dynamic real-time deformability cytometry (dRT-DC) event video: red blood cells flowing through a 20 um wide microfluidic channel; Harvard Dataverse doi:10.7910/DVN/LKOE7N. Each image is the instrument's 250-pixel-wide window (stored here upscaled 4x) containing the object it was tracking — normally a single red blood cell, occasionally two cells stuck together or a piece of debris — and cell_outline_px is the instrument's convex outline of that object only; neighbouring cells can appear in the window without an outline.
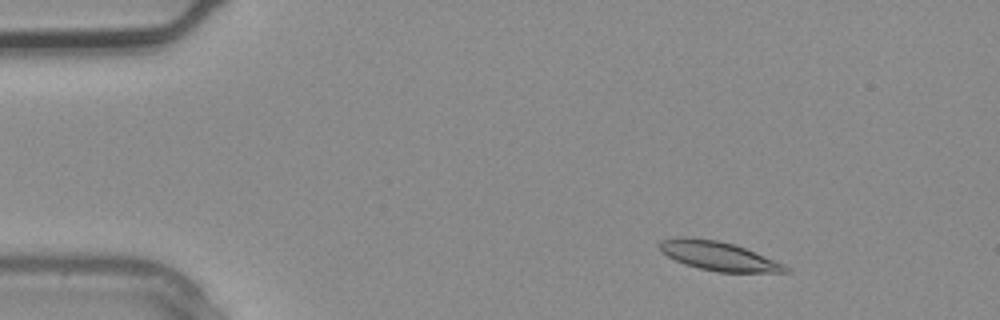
{"species": "common noctule bat (a hibernating species)", "species_latin": "Nyctalus noctula", "temperature_condition": "warm", "stored_images_in_passage": 4, "segment_of_instrument_passage": [1, 2], "camera_frame_rate_fps": 3000, "um_per_image_px": 0.085, "animal": {"sex": "male", "body_mass_g": 20.4}, "frame": {"image": 1, "passage_image": 2, "time_ms": 0.333, "image_size_px": [1000, 320], "cell_outline_px": [[792, 272], [720, 272], [700, 268], [684, 264], [660, 252], [660, 240], [676, 236], [684, 236], [716, 240], [732, 244], [744, 248], [784, 264]], "centroid_in_image_um": [61.02, 21.75], "position_along_channel_um": 24.0, "area_um2": 21.04}}